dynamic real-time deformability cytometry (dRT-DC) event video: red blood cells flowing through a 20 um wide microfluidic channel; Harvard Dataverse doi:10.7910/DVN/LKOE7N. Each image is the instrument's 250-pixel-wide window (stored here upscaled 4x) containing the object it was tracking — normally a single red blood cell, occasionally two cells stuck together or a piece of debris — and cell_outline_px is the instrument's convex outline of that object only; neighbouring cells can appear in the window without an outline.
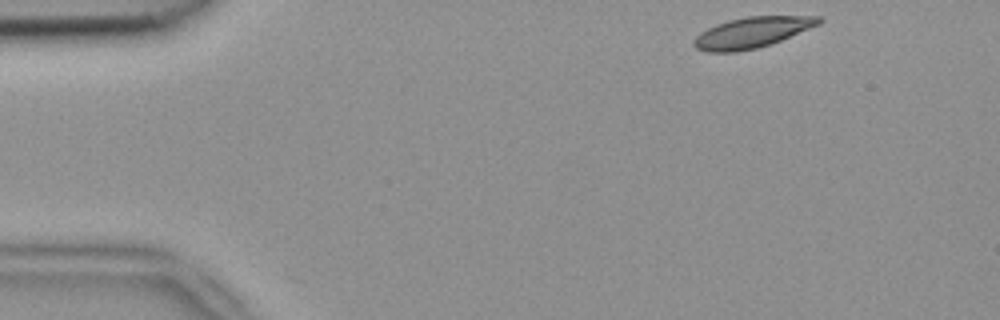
{"species": "common noctule bat (a hibernating species)", "species_latin": "Nyctalus noctula", "temperature_condition": "room temperature", "stored_images_in_passage": 7, "camera_frame_rate_fps": 3000, "um_per_image_px": 0.085, "animal": {"sex": "female", "body_mass_g": 18.4}, "frame": {"image": 1, "passage_image": 1, "time_ms": 0.0, "image_size_px": [1000, 320], "cell_outline_px": [[824, 20], [820, 24], [780, 40], [756, 48], [736, 52], [704, 52], [696, 48], [692, 44], [692, 40], [700, 32], [716, 24], [728, 20], [748, 16], [820, 16]], "centroid_in_image_um": [63.88, 2.76], "position_along_channel_um": 21.1, "area_um2": 22.31}}
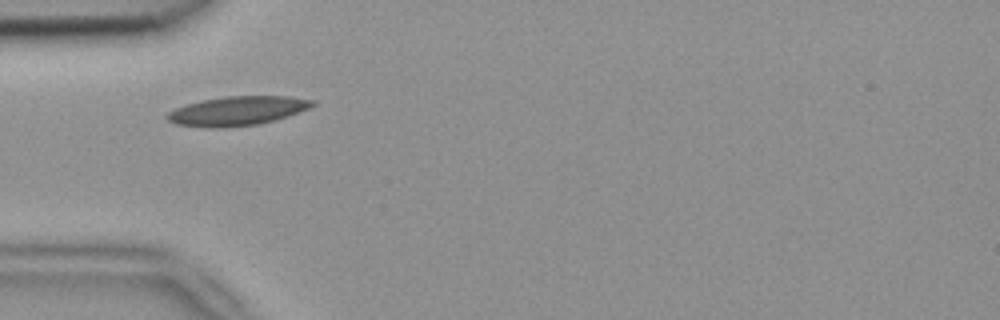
{"frame": {"image": 2, "passage_image": 4, "time_ms": 1.0, "image_size_px": [1000, 320], "cell_outline_px": [[316, 104], [308, 108], [288, 116], [256, 124], [224, 128], [204, 128], [176, 124], [168, 120], [164, 116], [168, 112], [176, 108], [188, 104], [204, 100], [228, 96], [288, 96], [316, 100]], "centroid_in_image_um": [20.16, 9.43], "position_along_channel_um": 64.8, "area_um2": 24.57}}
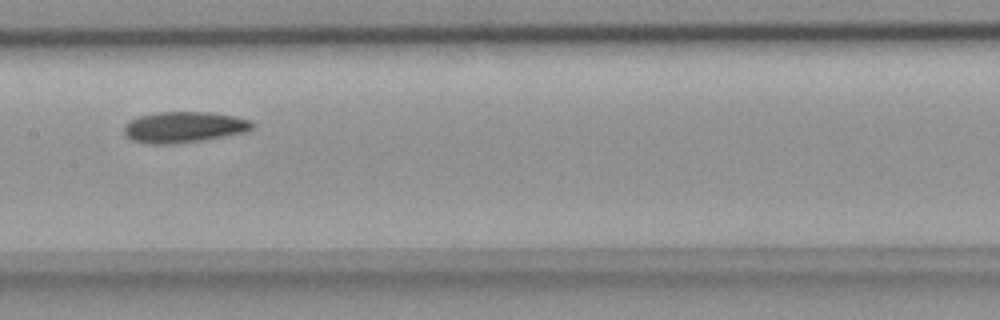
{"frame": {"image": 3, "passage_image": 7, "time_ms": 2.0, "image_size_px": [1000, 320], "cell_outline_px": [[252, 128], [248, 132], [204, 140], [176, 144], [152, 144], [132, 140], [124, 136], [124, 124], [128, 120], [140, 116], [160, 112], [208, 112], [236, 116], [248, 120], [252, 124]], "centroid_in_image_um": [15.61, 10.81], "position_along_channel_um": 191.8, "area_um2": 23.29}}